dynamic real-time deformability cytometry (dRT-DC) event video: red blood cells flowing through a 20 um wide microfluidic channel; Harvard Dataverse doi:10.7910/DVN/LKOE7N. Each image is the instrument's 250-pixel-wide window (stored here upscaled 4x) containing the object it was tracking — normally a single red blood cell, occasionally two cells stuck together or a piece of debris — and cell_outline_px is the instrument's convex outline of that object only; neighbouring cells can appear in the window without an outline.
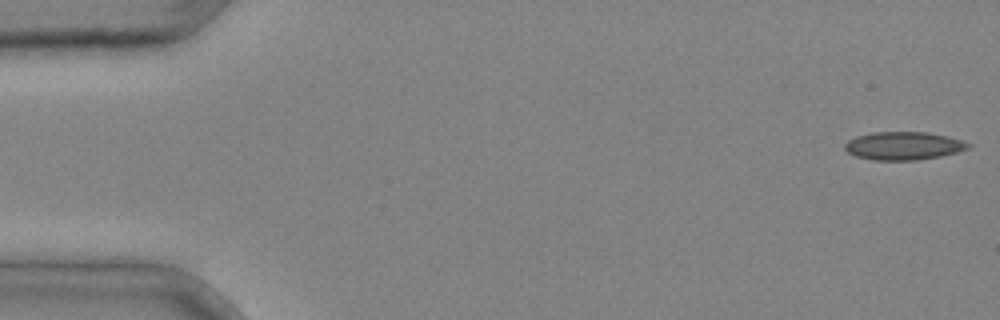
{"species": "common noctule bat (a hibernating species)", "species_latin": "Nyctalus noctula", "temperature_condition": "cold", "stored_images_in_passage": 4, "camera_frame_rate_fps": 3000, "um_per_image_px": 0.085, "animal": {"sex": "male", "body_mass_g": 20.4}, "frame": {"image": 1, "passage_image": 1, "time_ms": 0.0, "image_size_px": [1000, 320], "cell_outline_px": [[972, 144], [968, 148], [956, 152], [940, 156], [916, 160], [872, 160], [856, 156], [848, 152], [844, 148], [844, 144], [848, 140], [856, 136], [872, 132], [928, 132], [948, 136], [964, 140]], "centroid_in_image_um": [76.8, 12.38], "position_along_channel_um": 8.2, "area_um2": 20.29}}